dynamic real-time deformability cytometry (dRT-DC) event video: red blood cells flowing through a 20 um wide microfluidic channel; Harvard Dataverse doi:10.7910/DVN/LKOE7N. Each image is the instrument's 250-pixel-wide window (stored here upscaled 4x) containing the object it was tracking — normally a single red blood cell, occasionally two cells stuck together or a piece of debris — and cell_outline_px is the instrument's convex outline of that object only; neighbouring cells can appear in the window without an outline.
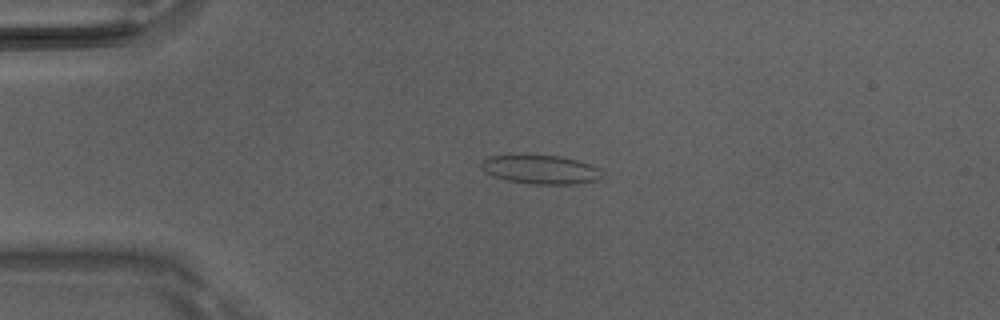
{"species": "Egyptian fruit bat (a non-hibernating species)", "species_latin": "Rousettus aegyptiacus", "temperature_condition": "room temperature", "stored_images_in_passage": 5, "camera_frame_rate_fps": 3000, "um_per_image_px": 0.085, "animal": {"sex": "male"}, "frame": {"image": 1, "passage_image": 3, "time_ms": 0.667, "image_size_px": [1000, 320], "cell_outline_px": [[600, 180], [576, 184], [528, 184], [504, 180], [492, 176], [484, 172], [480, 168], [480, 160], [488, 156], [524, 152], [560, 156], [576, 160], [600, 168]], "centroid_in_image_um": [45.82, 14.37], "position_along_channel_um": 39.2, "area_um2": 21.39}}